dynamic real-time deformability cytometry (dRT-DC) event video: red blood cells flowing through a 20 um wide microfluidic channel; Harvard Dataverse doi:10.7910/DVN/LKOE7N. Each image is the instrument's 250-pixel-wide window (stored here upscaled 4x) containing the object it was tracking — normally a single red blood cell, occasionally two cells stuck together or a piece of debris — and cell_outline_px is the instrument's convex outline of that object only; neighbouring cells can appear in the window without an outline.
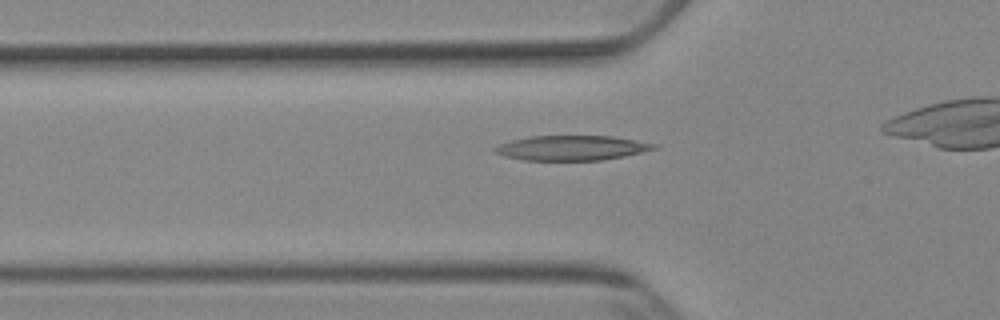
{"species": "Egyptian fruit bat (a non-hibernating species)", "species_latin": "Rousettus aegyptiacus", "temperature_condition": "cold", "stored_images_in_passage": 32, "camera_frame_rate_fps": 3000, "um_per_image_px": 0.085, "animal": {"sex": "female"}, "frame": {"image": 1, "passage_image": 7, "time_ms": 2.0, "image_size_px": [1000, 320], "cell_outline_px": [[660, 148], [624, 156], [600, 160], [520, 160], [504, 156], [492, 152], [492, 148], [500, 144], [512, 140], [532, 136], [612, 136], [636, 140], [656, 144]], "centroid_in_image_um": [48.57, 12.57], "position_along_channel_um": 77.2, "area_um2": 23.06}}
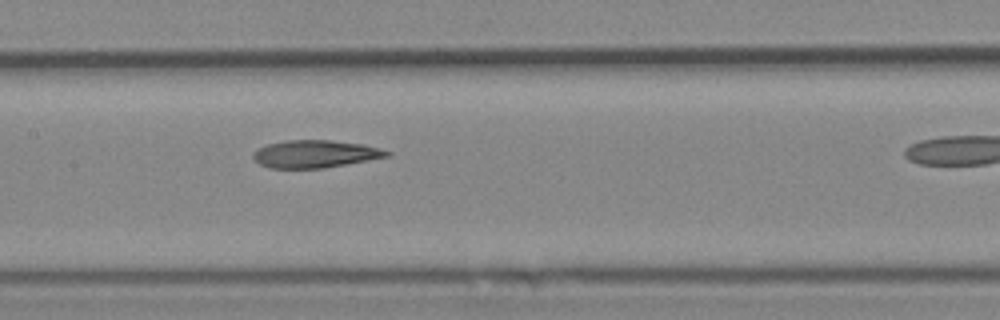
{"frame": {"image": 2, "passage_image": 15, "time_ms": 4.667, "image_size_px": [1000, 320], "cell_outline_px": [[392, 156], [324, 168], [268, 168], [260, 164], [252, 156], [252, 152], [268, 144], [288, 140], [328, 140], [364, 144], [380, 148], [392, 152]], "centroid_in_image_um": [26.83, 13.09], "position_along_channel_um": 180.6, "area_um2": 21.5}}
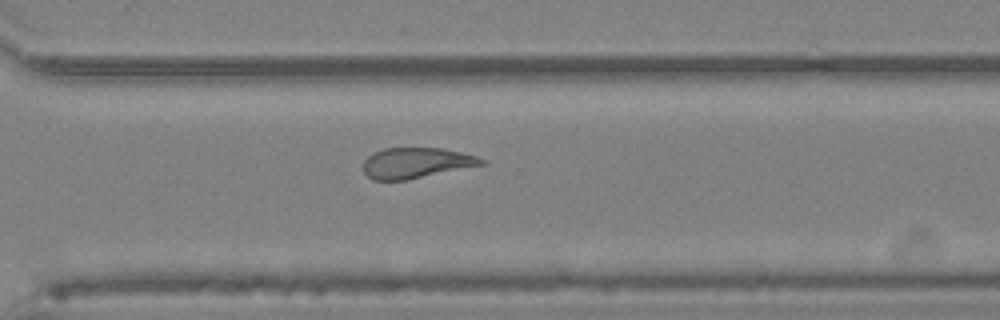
{"frame": {"image": 3, "passage_image": 27, "time_ms": 8.667, "image_size_px": [1000, 320], "cell_outline_px": [[488, 160], [484, 164], [404, 180], [372, 180], [364, 172], [364, 160], [372, 152], [384, 148], [440, 148], [460, 152], [476, 156]], "centroid_in_image_um": [35.34, 13.84], "position_along_channel_um": 335.3, "area_um2": 20.81}}